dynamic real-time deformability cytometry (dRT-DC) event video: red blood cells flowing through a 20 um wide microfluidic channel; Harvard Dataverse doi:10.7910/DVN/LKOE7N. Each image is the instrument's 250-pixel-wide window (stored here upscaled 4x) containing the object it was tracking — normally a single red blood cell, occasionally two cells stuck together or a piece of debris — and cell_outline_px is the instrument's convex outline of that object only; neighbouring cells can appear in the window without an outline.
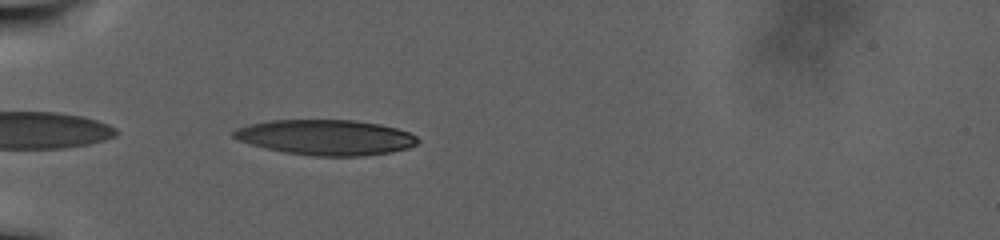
{"species": "human", "species_latin": "Homo sapiens", "temperature_condition": "warm", "stored_images_in_passage": 69, "camera_frame_rate_fps": 3000, "um_per_image_px": 0.085, "donor": {"sex": "male"}, "frame": {"image": 1, "passage_image": 3, "time_ms": 0.667, "image_size_px": [1000, 240], "cell_outline_px": [[420, 140], [416, 144], [408, 148], [392, 152], [364, 156], [312, 156], [284, 152], [264, 148], [240, 140], [232, 136], [232, 132], [236, 128], [252, 124], [272, 120], [356, 120], [380, 124], [396, 128], [408, 132], [416, 136]], "centroid_in_image_um": [27.73, 11.68], "position_along_channel_um": 57.3, "area_um2": 37.92}}
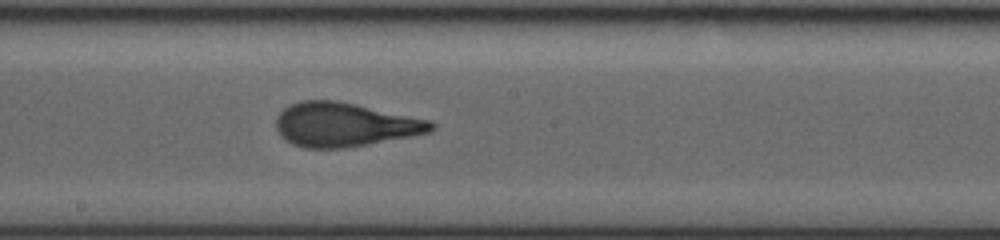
{"frame": {"image": 2, "passage_image": 30, "time_ms": 9.667, "image_size_px": [1000, 240], "cell_outline_px": [[436, 124], [428, 132], [412, 136], [368, 144], [344, 148], [304, 148], [292, 144], [280, 136], [276, 128], [276, 116], [284, 108], [300, 100], [336, 100], [356, 104], [432, 120]], "centroid_in_image_um": [29.27, 10.59], "position_along_channel_um": 218.9, "area_um2": 39.82}}
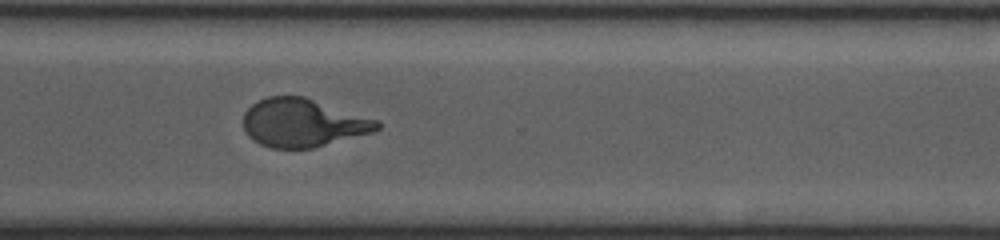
{"frame": {"image": 3, "passage_image": 49, "time_ms": 16.0, "image_size_px": [1000, 240], "cell_outline_px": [[380, 128], [376, 132], [312, 148], [272, 148], [260, 144], [252, 140], [248, 136], [244, 128], [244, 112], [252, 104], [268, 96], [304, 96], [380, 120]], "centroid_in_image_um": [25.79, 10.44], "position_along_channel_um": 344.8, "area_um2": 37.86}}